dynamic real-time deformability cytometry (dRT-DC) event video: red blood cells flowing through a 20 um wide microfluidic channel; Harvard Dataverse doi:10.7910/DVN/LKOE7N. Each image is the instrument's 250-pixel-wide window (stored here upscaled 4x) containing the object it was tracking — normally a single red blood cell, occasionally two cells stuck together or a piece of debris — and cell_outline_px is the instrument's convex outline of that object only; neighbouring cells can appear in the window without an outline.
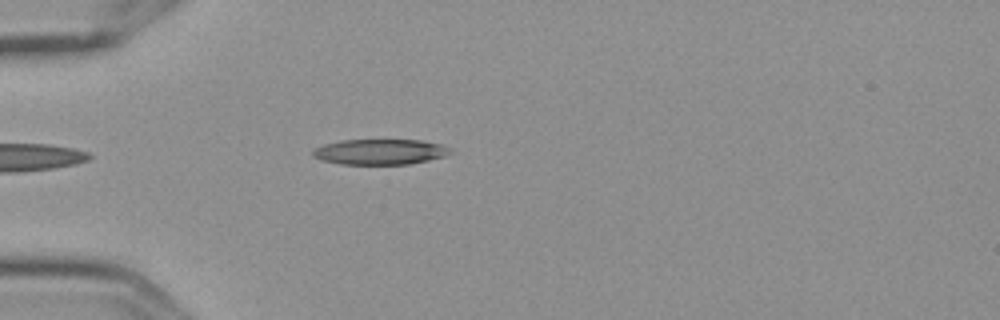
{"species": "Egyptian fruit bat (a non-hibernating species)", "species_latin": "Rousettus aegyptiacus", "temperature_condition": "cold", "stored_images_in_passage": 6, "camera_frame_rate_fps": 3000, "um_per_image_px": 0.085, "frame": {"image": 1, "passage_image": 4, "time_ms": 1.0, "image_size_px": [1000, 320], "cell_outline_px": [[452, 152], [444, 156], [428, 160], [408, 164], [340, 164], [320, 160], [312, 156], [312, 152], [316, 148], [324, 144], [340, 140], [424, 140], [440, 144], [448, 148]], "centroid_in_image_um": [32.27, 12.9], "position_along_channel_um": 52.7, "area_um2": 20.35}}
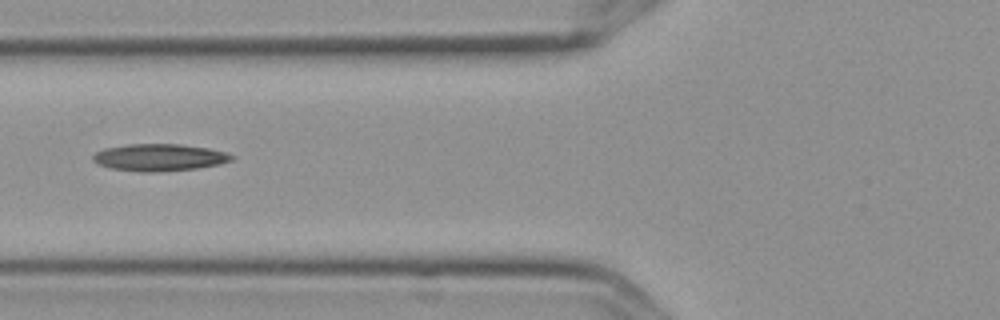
{"frame": {"image": 2, "passage_image": 6, "time_ms": 1.667, "image_size_px": [1000, 320], "cell_outline_px": [[236, 156], [232, 160], [220, 164], [196, 168], [152, 172], [144, 172], [112, 168], [100, 164], [92, 160], [92, 156], [96, 152], [104, 148], [128, 144], [180, 144], [208, 148], [224, 152]], "centroid_in_image_um": [13.55, 13.37], "position_along_channel_um": 112.2, "area_um2": 21.68}}